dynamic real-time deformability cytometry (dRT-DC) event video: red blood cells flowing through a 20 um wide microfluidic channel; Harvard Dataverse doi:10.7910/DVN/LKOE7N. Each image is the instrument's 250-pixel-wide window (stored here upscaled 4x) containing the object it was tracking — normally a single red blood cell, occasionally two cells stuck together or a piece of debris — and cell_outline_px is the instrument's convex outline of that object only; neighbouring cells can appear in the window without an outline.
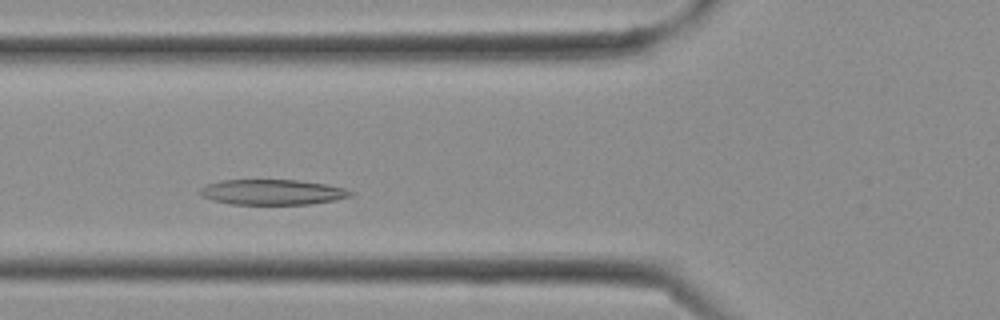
{"species": "Egyptian fruit bat (a non-hibernating species)", "species_latin": "Rousettus aegyptiacus", "temperature_condition": "cold", "stored_images_in_passage": 16, "camera_frame_rate_fps": 3000, "um_per_image_px": 0.085, "frame": {"image": 1, "passage_image": 5, "time_ms": 1.333, "image_size_px": [1000, 320], "cell_outline_px": [[356, 192], [352, 196], [312, 204], [232, 204], [212, 200], [200, 196], [196, 192], [200, 188], [208, 184], [220, 180], [296, 180], [328, 184], [344, 188]], "centroid_in_image_um": [23.13, 16.33], "position_along_channel_um": 102.7, "area_um2": 22.37}}
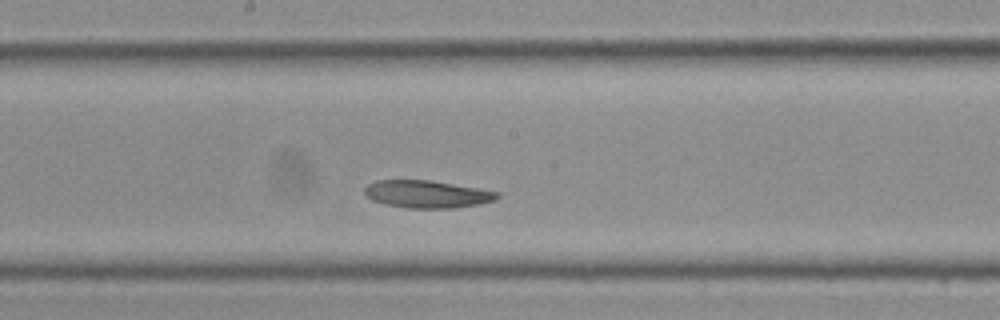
{"frame": {"image": 2, "passage_image": 10, "time_ms": 3.0, "image_size_px": [1000, 320], "cell_outline_px": [[500, 196], [496, 200], [480, 204], [456, 208], [404, 208], [384, 204], [372, 200], [364, 192], [364, 188], [368, 184], [376, 180], [428, 180], [500, 192]], "centroid_in_image_um": [36.3, 16.51], "position_along_channel_um": 211.9, "area_um2": 21.27}}
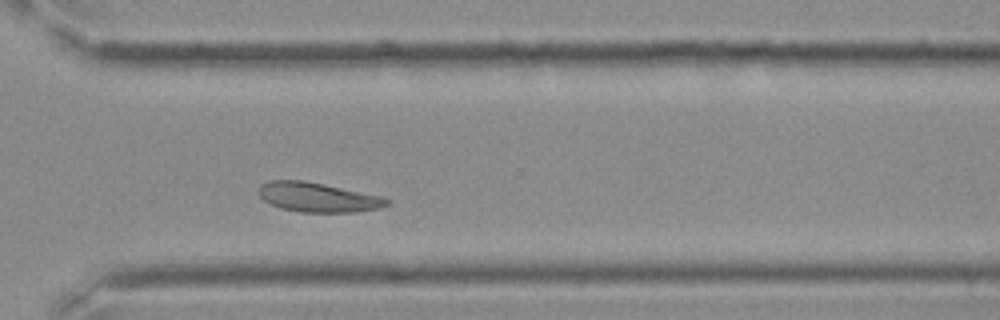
{"frame": {"image": 3, "passage_image": 16, "time_ms": 5.0, "image_size_px": [1000, 320], "cell_outline_px": [[392, 204], [380, 208], [352, 212], [300, 212], [280, 208], [268, 204], [260, 196], [260, 184], [268, 180], [304, 180], [324, 184], [380, 196], [392, 200]], "centroid_in_image_um": [27.02, 16.77], "position_along_channel_um": 343.6, "area_um2": 22.08}}